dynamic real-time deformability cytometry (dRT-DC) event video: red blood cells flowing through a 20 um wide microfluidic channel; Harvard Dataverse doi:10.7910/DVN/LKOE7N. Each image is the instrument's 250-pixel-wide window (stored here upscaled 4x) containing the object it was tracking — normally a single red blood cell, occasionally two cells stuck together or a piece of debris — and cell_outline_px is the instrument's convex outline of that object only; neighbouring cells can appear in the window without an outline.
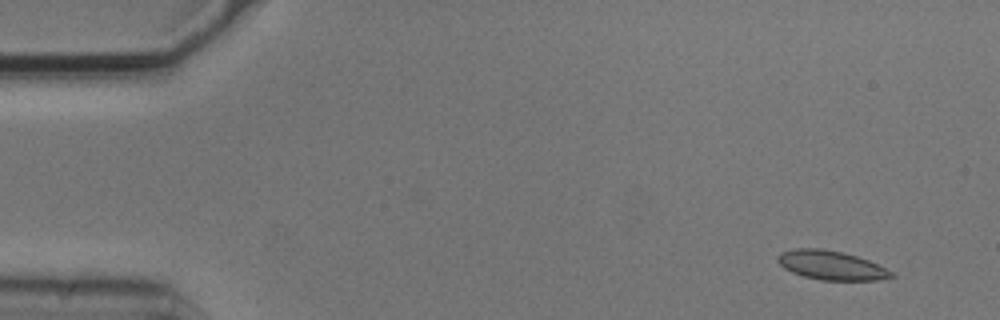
{"species": "common noctule bat (a hibernating species)", "species_latin": "Nyctalus noctula", "temperature_condition": "cold", "stored_images_in_passage": 5, "camera_frame_rate_fps": 3000, "um_per_image_px": 0.085, "animal": {"sex": "male", "body_mass_g": 20.5, "forearm_length_mm": 52.5}, "frame": {"image": 1, "passage_image": 2, "time_ms": 0.333, "image_size_px": [1000, 320], "cell_outline_px": [[896, 276], [876, 280], [820, 280], [804, 276], [792, 272], [784, 268], [776, 260], [776, 256], [780, 252], [796, 248], [820, 248], [844, 252], [868, 260], [892, 272]], "centroid_in_image_um": [70.6, 22.54], "position_along_channel_um": 14.4, "area_um2": 19.19}}
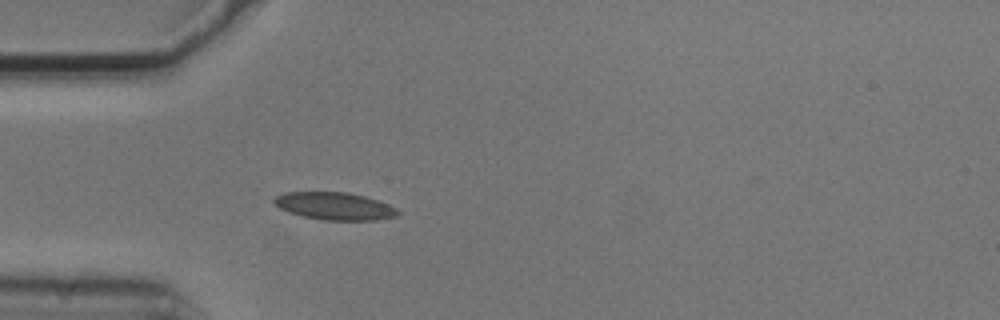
{"frame": {"image": 2, "passage_image": 5, "time_ms": 1.333, "image_size_px": [1000, 320], "cell_outline_px": [[400, 212], [396, 216], [376, 220], [324, 220], [304, 216], [288, 212], [280, 208], [272, 200], [276, 196], [284, 192], [348, 192], [364, 196], [388, 204], [396, 208]], "centroid_in_image_um": [28.44, 17.51], "position_along_channel_um": 56.6, "area_um2": 19.71}}